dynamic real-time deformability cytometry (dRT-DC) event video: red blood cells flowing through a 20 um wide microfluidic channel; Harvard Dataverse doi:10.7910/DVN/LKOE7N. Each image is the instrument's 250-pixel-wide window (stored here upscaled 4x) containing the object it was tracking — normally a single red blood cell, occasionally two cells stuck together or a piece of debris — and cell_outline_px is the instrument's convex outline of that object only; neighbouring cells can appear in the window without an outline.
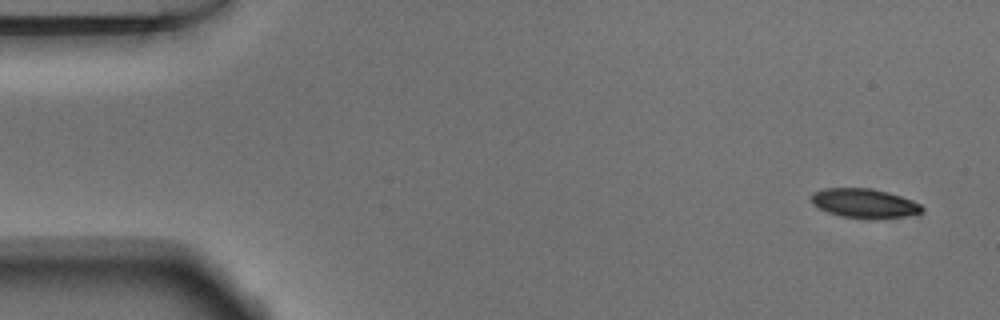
{"species": "Egyptian fruit bat (a non-hibernating species)", "species_latin": "Rousettus aegyptiacus", "temperature_condition": "warm", "stored_images_in_passage": 51, "camera_frame_rate_fps": 3000, "um_per_image_px": 0.085, "animal": {"sex": "male"}, "frame": {"image": 1, "passage_image": 1, "time_ms": 0.0, "image_size_px": [1000, 320], "cell_outline_px": [[924, 212], [908, 216], [876, 220], [868, 220], [840, 216], [828, 212], [812, 204], [812, 192], [824, 188], [872, 188], [888, 192], [912, 200], [920, 204], [924, 208]], "centroid_in_image_um": [73.5, 17.3], "position_along_channel_um": 11.5, "area_um2": 19.31}}
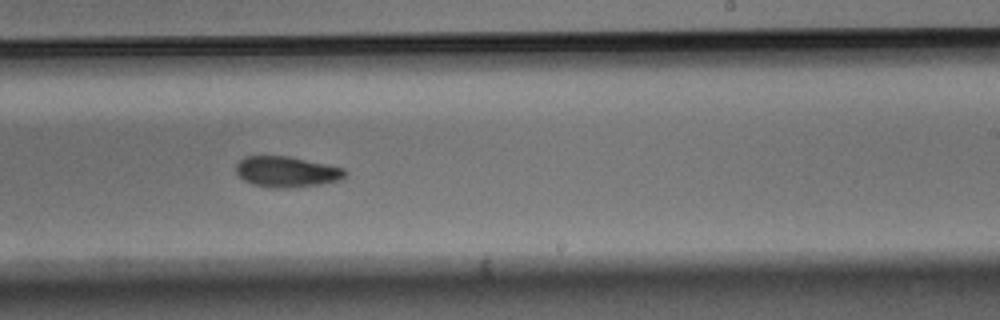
{"frame": {"image": 2, "passage_image": 30, "time_ms": 9.667, "image_size_px": [1000, 320], "cell_outline_px": [[348, 172], [340, 180], [320, 184], [284, 188], [276, 188], [252, 184], [244, 180], [236, 172], [236, 164], [244, 156], [288, 156], [344, 168]], "centroid_in_image_um": [24.35, 14.59], "position_along_channel_um": 264.6, "area_um2": 19.36}}
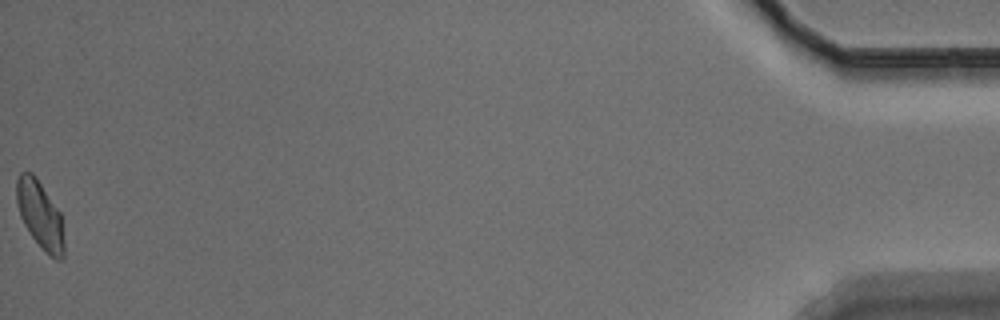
{"frame": {"image": 3, "passage_image": 51, "time_ms": 16.667, "image_size_px": [1000, 320], "cell_outline_px": [[64, 260], [56, 260], [32, 236], [24, 224], [20, 216], [16, 204], [16, 180], [20, 172], [32, 172], [36, 176], [60, 212], [64, 240]], "centroid_in_image_um": [3.4, 18.22], "position_along_channel_um": 431.8, "area_um2": 18.55}, "authors_computed_cell_mechanics": {"area_um2": 19.7098, "velocity_mm_per_s": 3.8296, "shape_relaxation_time_tau1_ms": 5.8952, "shape_relaxation_time_tau2_ms": 9.0722, "deformation_change_tau1": 0.1453, "deformation_change_tau2": 0.1513}}